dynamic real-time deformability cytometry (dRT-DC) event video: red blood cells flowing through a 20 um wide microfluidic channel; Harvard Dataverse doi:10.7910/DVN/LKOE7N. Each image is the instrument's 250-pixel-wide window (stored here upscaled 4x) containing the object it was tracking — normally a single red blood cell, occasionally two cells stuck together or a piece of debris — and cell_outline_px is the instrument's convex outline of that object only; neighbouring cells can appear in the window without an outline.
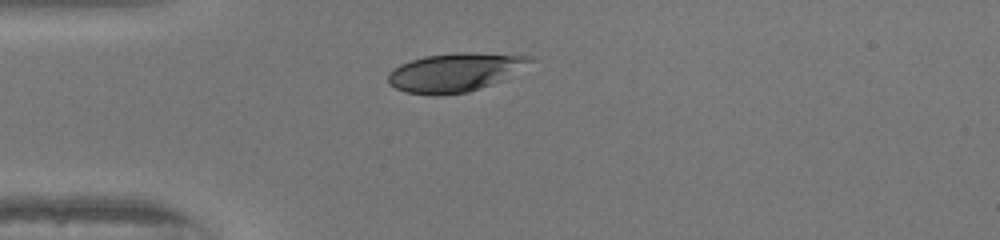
{"species": "human", "species_latin": "Homo sapiens", "temperature_condition": "warm", "stored_images_in_passage": 31, "camera_frame_rate_fps": 3000, "um_per_image_px": 0.085, "donor": {"sex": "female"}, "frame": {"image": 1, "passage_image": 1, "time_ms": 0.0, "image_size_px": [1000, 240], "cell_outline_px": [[536, 60], [500, 80], [492, 84], [468, 92], [436, 96], [432, 96], [404, 92], [388, 84], [388, 72], [392, 68], [400, 64], [424, 56], [456, 52], [468, 52], [532, 56]], "centroid_in_image_um": [38.61, 6.15], "position_along_channel_um": 46.4, "area_um2": 32.02}}
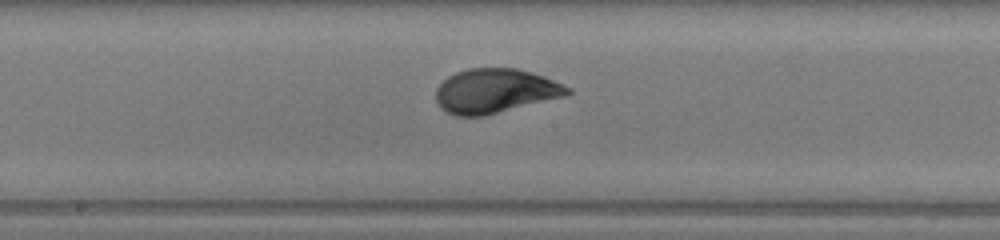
{"frame": {"image": 2, "passage_image": 14, "time_ms": 4.333, "image_size_px": [1000, 240], "cell_outline_px": [[572, 92], [568, 96], [484, 116], [456, 116], [440, 108], [436, 100], [436, 88], [448, 76], [456, 72], [468, 68], [516, 68], [544, 76], [572, 88]], "centroid_in_image_um": [42.12, 7.74], "position_along_channel_um": 206.1, "area_um2": 34.28}}
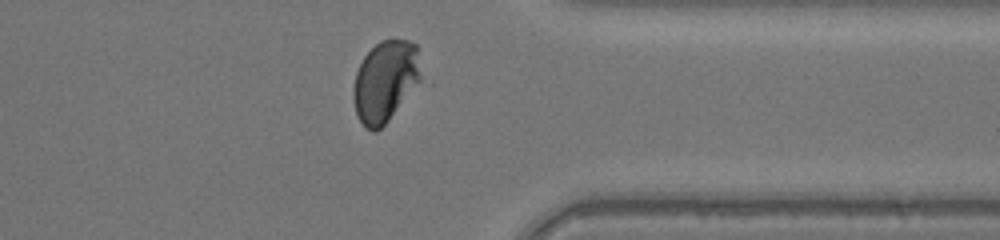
{"frame": {"image": 3, "passage_image": 27, "time_ms": 8.667, "image_size_px": [1000, 240], "cell_outline_px": [[420, 80], [388, 120], [376, 132], [372, 132], [364, 128], [356, 116], [352, 96], [352, 88], [356, 72], [364, 56], [380, 40], [408, 40], [416, 44], [420, 76]], "centroid_in_image_um": [32.68, 6.93], "position_along_channel_um": 378.7, "area_um2": 31.67}, "authors_computed_cell_mechanics": {"area_um2": 33.4084, "velocity_mm_per_s": 4.1229, "shape_relaxation_time_tau1_ms": 3.5698, "shape_relaxation_time_tau2_ms": null, "deformation_change_tau1": 0.1576, "deformation_change_tau2": null}}